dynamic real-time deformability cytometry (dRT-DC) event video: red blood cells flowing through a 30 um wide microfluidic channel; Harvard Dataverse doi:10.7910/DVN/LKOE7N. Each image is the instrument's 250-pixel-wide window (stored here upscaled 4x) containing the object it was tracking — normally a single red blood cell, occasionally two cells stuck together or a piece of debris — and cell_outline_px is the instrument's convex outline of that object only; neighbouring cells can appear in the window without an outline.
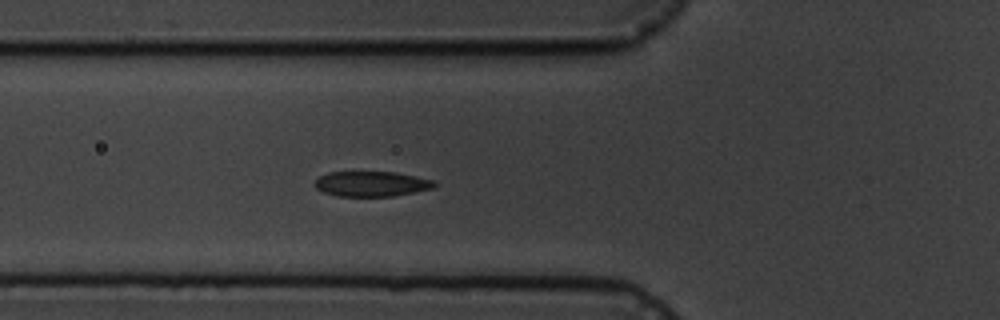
{"species": "common noctule bat (a hibernating species)", "species_latin": "Nyctalus noctula", "temperature_condition": "cold", "stored_images_in_passage": 6, "camera_frame_rate_fps": 3000, "um_per_image_px": 0.085, "animal": {"sex": "male", "body_mass_g": 19.5, "forearm_length_mm": 54.6}, "frame": {"image": 1, "passage_image": 6, "time_ms": 6.333, "image_size_px": [1000, 320], "cell_outline_px": [[436, 188], [392, 196], [336, 196], [324, 192], [316, 188], [312, 184], [320, 176], [328, 172], [396, 172], [436, 180]], "centroid_in_image_um": [31.6, 15.62], "position_along_channel_um": 94.2, "area_um2": 17.69}}